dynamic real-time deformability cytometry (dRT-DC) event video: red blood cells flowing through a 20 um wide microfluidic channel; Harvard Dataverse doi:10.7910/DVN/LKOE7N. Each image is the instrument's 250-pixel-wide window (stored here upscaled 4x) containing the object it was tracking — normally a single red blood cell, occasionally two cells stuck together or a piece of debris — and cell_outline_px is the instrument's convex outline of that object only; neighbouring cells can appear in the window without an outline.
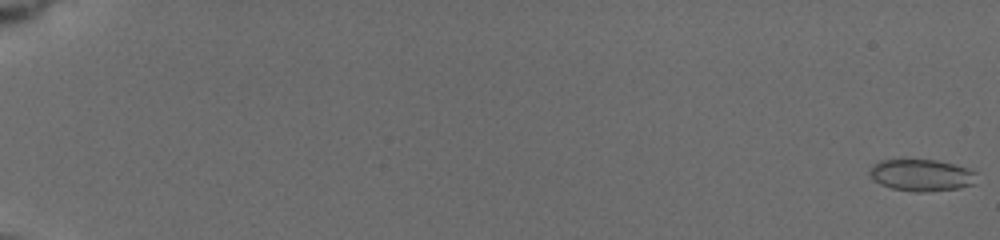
{"species": "common noctule bat (a hibernating species)", "species_latin": "Nyctalus noctula", "temperature_condition": "cold", "stored_images_in_passage": 31, "camera_frame_rate_fps": 3000, "um_per_image_px": 0.085, "animal": {"sex": "female", "body_mass_g": 19.5, "forearm_length_mm": 54.1}, "frame": {"image": 1, "passage_image": 1, "time_ms": 0.0, "image_size_px": [1000, 240], "cell_outline_px": [[976, 184], [960, 188], [924, 192], [916, 192], [892, 188], [880, 184], [868, 172], [880, 160], [936, 160], [952, 164], [976, 172]], "centroid_in_image_um": [78.37, 14.9], "position_along_channel_um": 6.6, "area_um2": 19.54}}
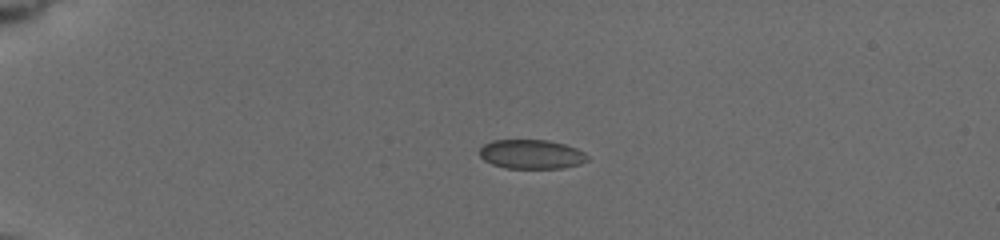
{"frame": {"image": 2, "passage_image": 21, "time_ms": 5.0, "image_size_px": [1000, 240], "cell_outline_px": [[588, 160], [580, 164], [564, 168], [504, 168], [492, 164], [484, 160], [480, 156], [480, 148], [484, 144], [492, 140], [548, 140], [564, 144], [576, 148], [584, 152], [588, 156]], "centroid_in_image_um": [45.17, 13.11], "position_along_channel_um": 39.8, "area_um2": 18.44}}